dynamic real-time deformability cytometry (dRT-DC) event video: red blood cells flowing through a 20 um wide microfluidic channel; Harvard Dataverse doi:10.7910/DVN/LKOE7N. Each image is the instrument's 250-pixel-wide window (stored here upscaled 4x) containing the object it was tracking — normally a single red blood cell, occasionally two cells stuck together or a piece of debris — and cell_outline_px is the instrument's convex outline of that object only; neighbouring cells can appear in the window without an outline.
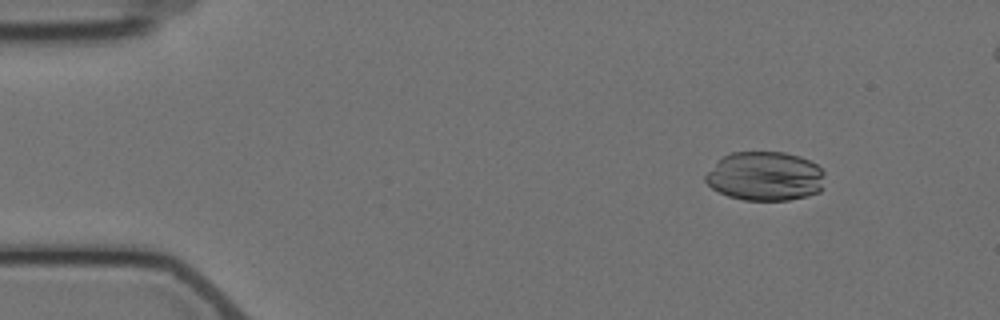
{"species": "Egyptian fruit bat (a non-hibernating species)", "species_latin": "Rousettus aegyptiacus", "temperature_condition": "cold", "stored_images_in_passage": 4, "camera_frame_rate_fps": 3000, "um_per_image_px": 0.085, "animal": {"sex": "female"}, "frame": {"image": 1, "passage_image": 1, "time_ms": 0.0, "image_size_px": [1000, 320], "cell_outline_px": [[824, 188], [820, 192], [808, 196], [788, 200], [744, 200], [728, 196], [712, 188], [704, 180], [704, 176], [724, 156], [732, 152], [784, 152], [800, 156], [816, 164], [824, 172]], "centroid_in_image_um": [65.08, 14.99], "position_along_channel_um": 19.9, "area_um2": 34.22}}